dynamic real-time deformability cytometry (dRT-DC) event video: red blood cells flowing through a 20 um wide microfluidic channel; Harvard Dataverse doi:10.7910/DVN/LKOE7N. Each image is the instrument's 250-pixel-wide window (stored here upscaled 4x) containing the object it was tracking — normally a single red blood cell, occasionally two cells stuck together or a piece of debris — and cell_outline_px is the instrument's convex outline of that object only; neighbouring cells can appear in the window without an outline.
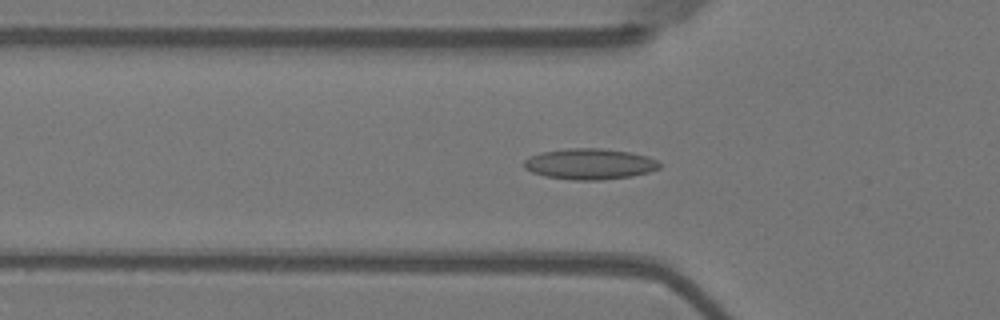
{"species": "Egyptian fruit bat (a non-hibernating species)", "species_latin": "Rousettus aegyptiacus", "temperature_condition": "warm", "stored_images_in_passage": 43, "camera_frame_rate_fps": 3000, "um_per_image_px": 0.085, "animal": {"sex": "female"}, "frame": {"image": 1, "passage_image": 9, "time_ms": 2.667, "image_size_px": [1000, 320], "cell_outline_px": [[664, 164], [660, 168], [648, 172], [632, 176], [600, 180], [572, 180], [544, 176], [532, 172], [524, 168], [524, 160], [532, 156], [544, 152], [568, 148], [600, 148], [628, 152], [648, 156]], "centroid_in_image_um": [50.16, 13.94], "position_along_channel_um": 75.6, "area_um2": 24.33}}
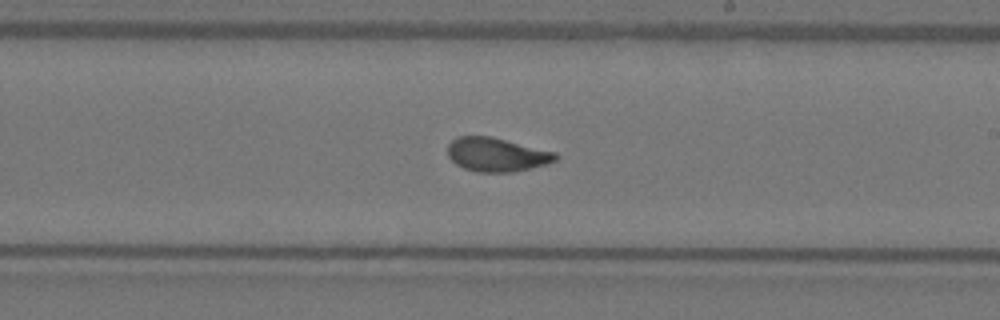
{"frame": {"image": 2, "passage_image": 23, "time_ms": 7.333, "image_size_px": [1000, 320], "cell_outline_px": [[560, 156], [556, 160], [544, 164], [512, 172], [476, 172], [464, 168], [456, 164], [448, 156], [448, 144], [456, 136], [492, 136], [556, 152]], "centroid_in_image_um": [42.2, 13.13], "position_along_channel_um": 246.8, "area_um2": 21.27}}
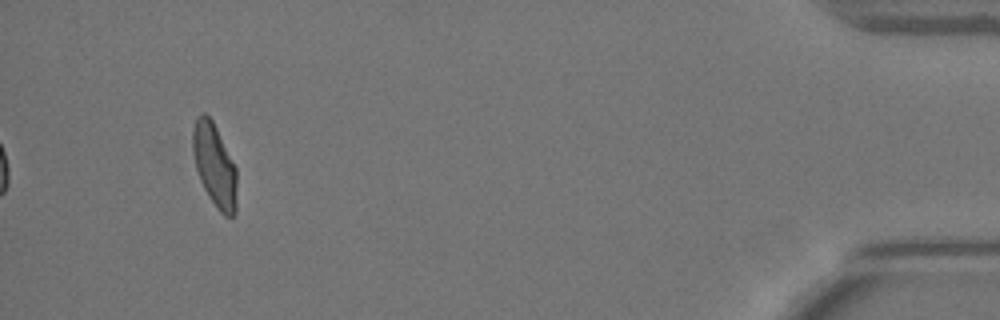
{"frame": {"image": 3, "passage_image": 43, "time_ms": 14.0, "image_size_px": [1000, 320], "cell_outline_px": [[236, 212], [232, 216], [224, 216], [216, 208], [208, 196], [200, 180], [196, 168], [192, 148], [192, 132], [196, 116], [200, 112], [204, 112], [212, 120], [236, 168]], "centroid_in_image_um": [18.22, 14.05], "position_along_channel_um": 417.0, "area_um2": 21.27}, "authors_computed_cell_mechanics": {"area_um2": 21.3282, "velocity_mm_per_s": 3.6438, "shape_relaxation_time_tau1_ms": 7.7283, "shape_relaxation_time_tau2_ms": 1.0134, "deformation_change_tau1": 0.2108, "deformation_change_tau2": 0.0689}}